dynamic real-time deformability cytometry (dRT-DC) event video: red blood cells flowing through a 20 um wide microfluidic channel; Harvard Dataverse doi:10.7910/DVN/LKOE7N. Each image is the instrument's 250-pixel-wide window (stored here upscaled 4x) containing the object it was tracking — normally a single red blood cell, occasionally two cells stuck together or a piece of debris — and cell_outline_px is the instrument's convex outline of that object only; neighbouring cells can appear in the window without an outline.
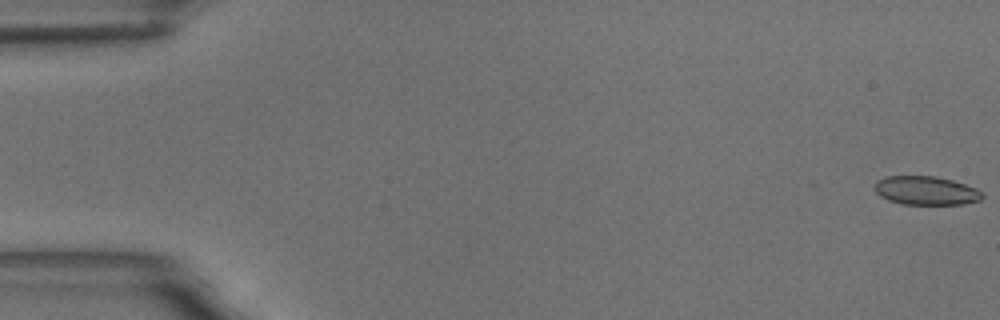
{"species": "common noctule bat (a hibernating species)", "species_latin": "Nyctalus noctula", "temperature_condition": "room temperature", "stored_images_in_passage": 46, "camera_frame_rate_fps": 3000, "um_per_image_px": 0.085, "animal": {"sex": "male", "body_mass_g": 18.8}, "frame": {"image": 1, "passage_image": 1, "time_ms": 0.0, "image_size_px": [1000, 320], "cell_outline_px": [[984, 196], [980, 200], [964, 204], [904, 204], [888, 200], [880, 196], [876, 192], [876, 180], [884, 176], [936, 176], [952, 180], [976, 188]], "centroid_in_image_um": [78.7, 16.19], "position_along_channel_um": 6.3, "area_um2": 17.92}}
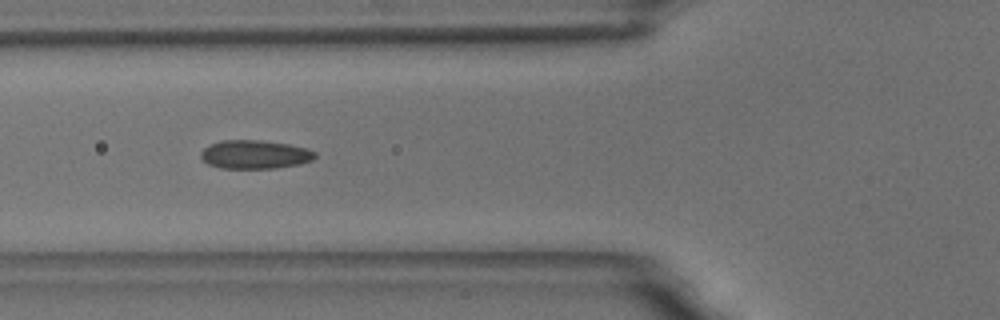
{"frame": {"image": 2, "passage_image": 22, "time_ms": 7.0, "image_size_px": [1000, 320], "cell_outline_px": [[316, 156], [312, 160], [300, 164], [276, 168], [220, 168], [208, 164], [200, 156], [200, 152], [204, 148], [212, 144], [224, 140], [260, 140], [288, 144], [308, 148], [316, 152]], "centroid_in_image_um": [21.69, 13.13], "position_along_channel_um": 104.1, "area_um2": 19.02}}
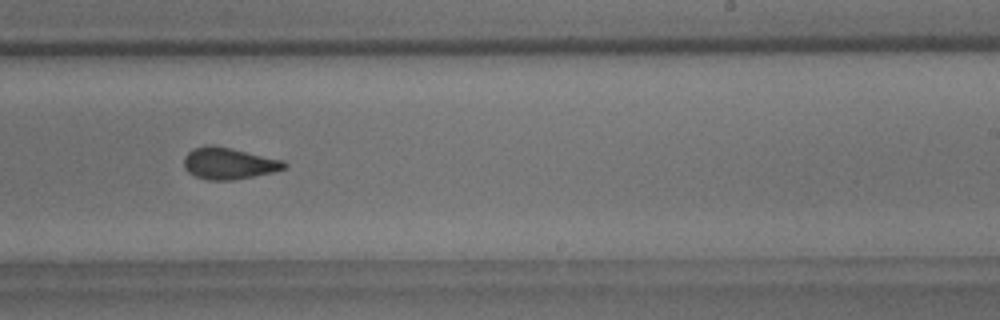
{"frame": {"image": 3, "passage_image": 36, "time_ms": 11.667, "image_size_px": [1000, 320], "cell_outline_px": [[288, 164], [284, 168], [272, 172], [232, 180], [208, 180], [196, 176], [188, 172], [184, 168], [184, 156], [192, 148], [204, 144], [212, 144], [232, 148], [284, 160]], "centroid_in_image_um": [19.41, 13.86], "position_along_channel_um": 269.6, "area_um2": 18.61}, "authors_computed_cell_mechanics": {"area_um2": 18.8428, "velocity_mm_per_s": 3.5399, "shape_relaxation_time_tau1_ms": null, "shape_relaxation_time_tau2_ms": 2.0388, "deformation_change_tau1": null, "deformation_change_tau2": 0.0739}}